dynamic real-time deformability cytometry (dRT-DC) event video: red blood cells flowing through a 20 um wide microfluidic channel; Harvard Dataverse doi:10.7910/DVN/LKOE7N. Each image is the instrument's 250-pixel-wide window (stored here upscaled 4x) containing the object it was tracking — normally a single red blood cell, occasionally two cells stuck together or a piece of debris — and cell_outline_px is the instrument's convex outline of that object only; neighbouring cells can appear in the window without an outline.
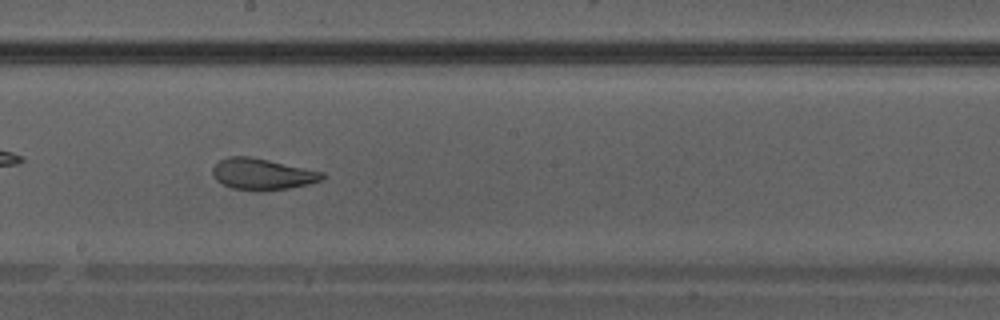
{"species": "Egyptian fruit bat (a non-hibernating species)", "species_latin": "Rousettus aegyptiacus", "temperature_condition": "warm", "stored_images_in_passage": 30, "camera_frame_rate_fps": 3000, "um_per_image_px": 0.085, "animal": {"sex": "male"}, "frame": {"image": 1, "passage_image": 13, "time_ms": 4.0, "image_size_px": [1000, 320], "cell_outline_px": [[324, 180], [308, 184], [288, 188], [260, 192], [232, 188], [216, 180], [212, 176], [212, 168], [220, 160], [228, 156], [248, 156], [268, 160], [324, 172]], "centroid_in_image_um": [22.28, 14.81], "position_along_channel_um": 225.9, "area_um2": 20.06}}